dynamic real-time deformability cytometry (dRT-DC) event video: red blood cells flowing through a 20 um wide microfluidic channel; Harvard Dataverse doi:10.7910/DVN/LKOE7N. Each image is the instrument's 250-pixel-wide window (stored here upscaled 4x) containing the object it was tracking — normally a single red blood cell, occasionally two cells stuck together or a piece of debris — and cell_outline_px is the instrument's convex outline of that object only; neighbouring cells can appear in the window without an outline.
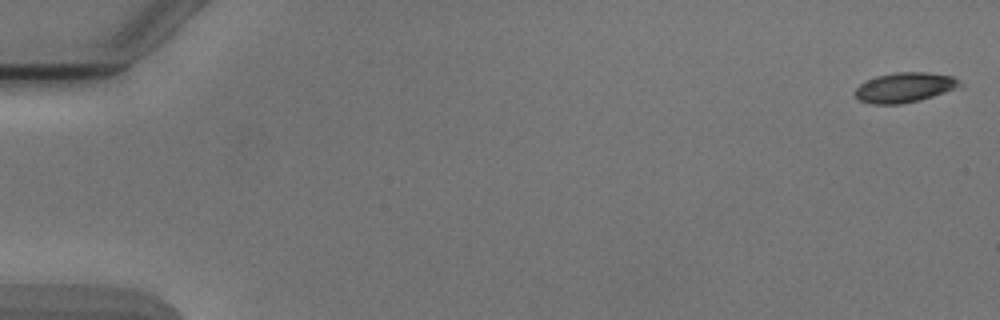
{"species": "Egyptian fruit bat (a non-hibernating species)", "species_latin": "Rousettus aegyptiacus", "temperature_condition": "cold", "stored_images_in_passage": 6, "camera_frame_rate_fps": 3000, "um_per_image_px": 0.085, "animal": {"sex": "male"}, "frame": {"image": 1, "passage_image": 1, "time_ms": 0.0, "image_size_px": [1000, 320], "cell_outline_px": [[964, 88], [920, 100], [900, 104], [872, 104], [860, 100], [852, 92], [860, 84], [876, 76], [896, 72], [928, 72], [952, 76], [960, 80], [964, 84]], "centroid_in_image_um": [76.99, 7.43], "position_along_channel_um": 8.0, "area_um2": 18.67}}
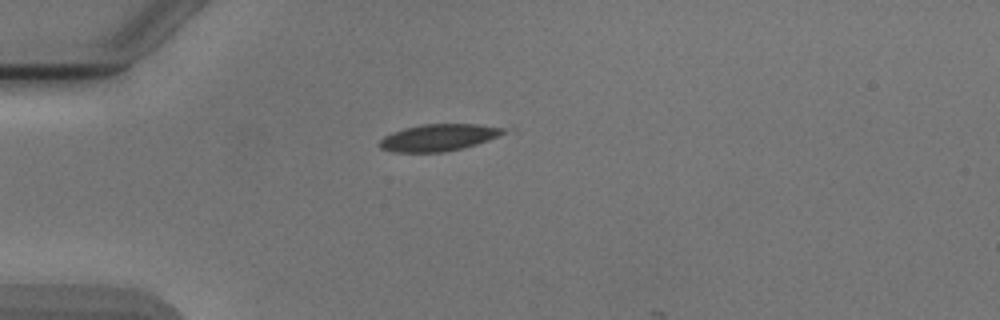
{"frame": {"image": 2, "passage_image": 5, "time_ms": 4.667, "image_size_px": [1000, 320], "cell_outline_px": [[504, 132], [488, 140], [464, 148], [444, 152], [392, 152], [380, 148], [376, 144], [384, 136], [404, 128], [424, 124], [476, 124], [504, 128]], "centroid_in_image_um": [37.2, 11.7], "position_along_channel_um": 47.8, "area_um2": 19.25}}